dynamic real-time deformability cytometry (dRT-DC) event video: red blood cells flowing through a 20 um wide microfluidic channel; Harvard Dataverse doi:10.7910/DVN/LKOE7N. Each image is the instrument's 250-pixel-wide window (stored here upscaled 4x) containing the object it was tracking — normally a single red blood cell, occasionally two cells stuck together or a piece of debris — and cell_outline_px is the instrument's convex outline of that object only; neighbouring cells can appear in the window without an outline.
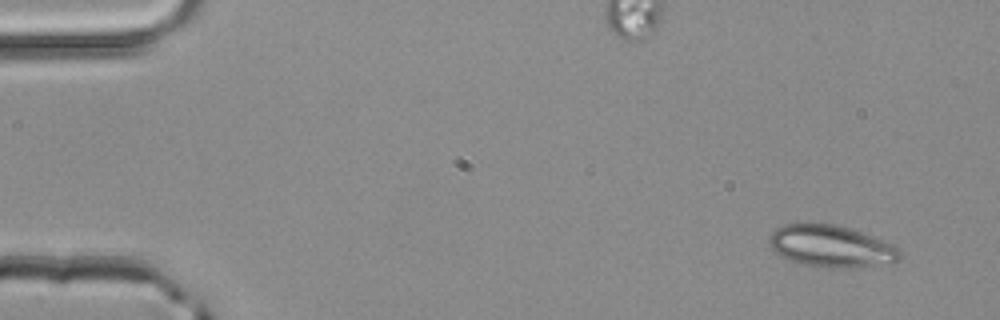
{"species": "common noctule bat (a hibernating species)", "species_latin": "Nyctalus noctula", "temperature_condition": "room temperature", "stored_images_in_passage": 5, "camera_frame_rate_fps": 3000, "um_per_image_px": 0.085, "animal": {"sex": "male", "body_mass_g": 20.4}, "frame": {"image": 1, "passage_image": 5, "time_ms": 1.333, "image_size_px": [1000, 320], "cell_outline_px": [[900, 260], [892, 264], [848, 268], [832, 268], [800, 264], [780, 256], [768, 244], [768, 236], [776, 228], [784, 224], [840, 224], [872, 236], [892, 244], [900, 248]], "centroid_in_image_um": [70.66, 20.94], "position_along_channel_um": 14.3, "area_um2": 32.25}}